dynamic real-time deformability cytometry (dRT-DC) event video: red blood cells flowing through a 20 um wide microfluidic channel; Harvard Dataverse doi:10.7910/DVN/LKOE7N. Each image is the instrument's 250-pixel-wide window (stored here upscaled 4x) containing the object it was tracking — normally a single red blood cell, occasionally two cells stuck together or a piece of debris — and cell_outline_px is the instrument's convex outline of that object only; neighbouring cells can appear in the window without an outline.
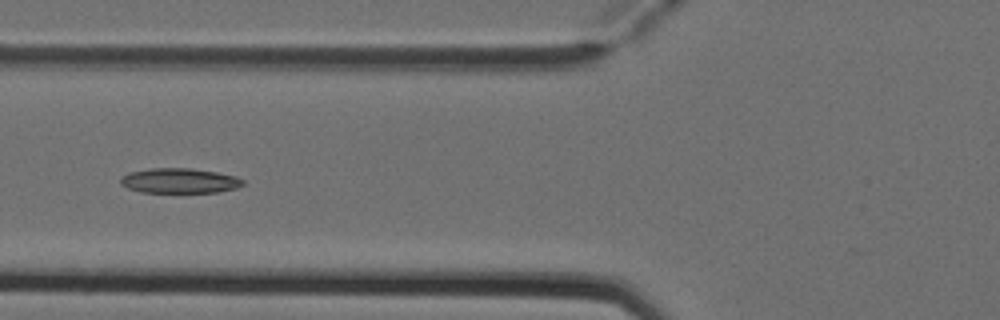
{"species": "Egyptian fruit bat (a non-hibernating species)", "species_latin": "Rousettus aegyptiacus", "temperature_condition": "cold", "stored_images_in_passage": 6, "camera_frame_rate_fps": 3000, "um_per_image_px": 0.085, "animal": {"sex": "female"}, "frame": {"image": 1, "passage_image": 6, "time_ms": 1.667, "image_size_px": [1000, 320], "cell_outline_px": [[244, 184], [236, 188], [220, 192], [180, 196], [140, 192], [128, 188], [120, 184], [120, 176], [128, 172], [152, 168], [192, 168], [216, 172], [236, 176], [244, 180]], "centroid_in_image_um": [15.25, 15.42], "position_along_channel_um": 110.6, "area_um2": 19.07}}